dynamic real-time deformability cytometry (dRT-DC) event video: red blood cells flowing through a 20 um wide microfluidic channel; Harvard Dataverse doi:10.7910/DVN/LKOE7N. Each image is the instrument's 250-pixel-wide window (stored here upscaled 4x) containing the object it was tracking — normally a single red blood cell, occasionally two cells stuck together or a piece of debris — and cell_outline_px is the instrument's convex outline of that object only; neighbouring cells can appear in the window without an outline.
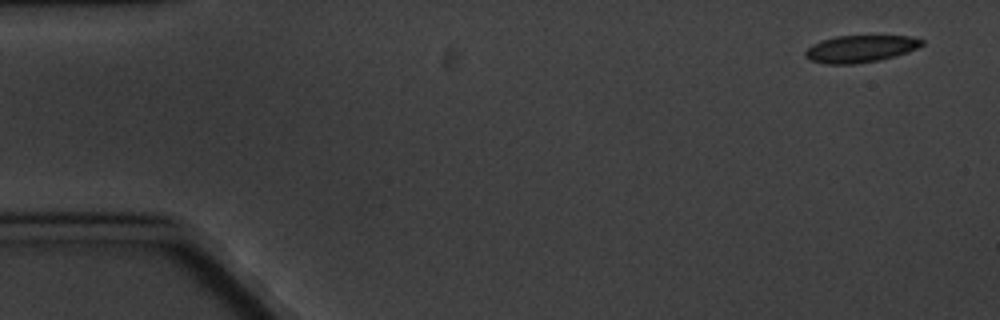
{"species": "common noctule bat (a hibernating species)", "species_latin": "Nyctalus noctula", "temperature_condition": "cold", "stored_images_in_passage": 5, "segment_of_instrument_passage": [1, 2], "camera_frame_rate_fps": 3000, "um_per_image_px": 0.085, "animal": {"sex": "male", "body_mass_g": 20.1, "forearm_length_mm": 53.5}, "frame": {"image": 1, "passage_image": 1, "time_ms": 0.0, "image_size_px": [1000, 320], "cell_outline_px": [[924, 44], [908, 52], [880, 60], [852, 64], [828, 64], [812, 60], [804, 56], [804, 52], [812, 44], [820, 40], [836, 36], [908, 36], [924, 40]], "centroid_in_image_um": [73.12, 4.14], "position_along_channel_um": 11.9, "area_um2": 18.32}}
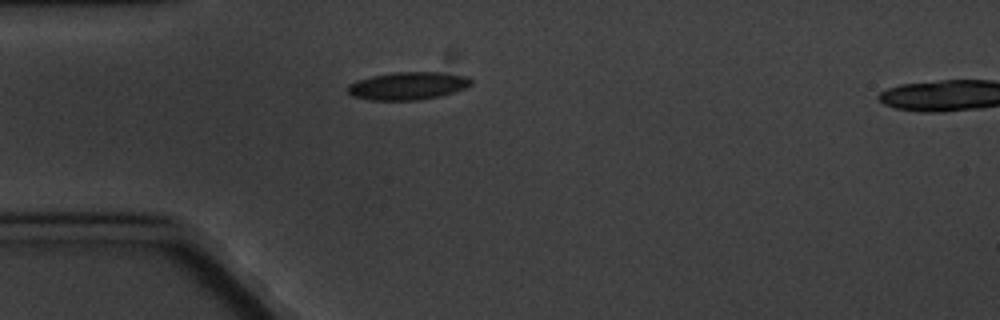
{"frame": {"image": 2, "passage_image": 4, "time_ms": 4.333, "image_size_px": [1000, 320], "cell_outline_px": [[472, 84], [464, 88], [440, 96], [420, 100], [368, 100], [352, 96], [348, 92], [348, 84], [356, 80], [372, 76], [396, 72], [440, 72], [468, 76], [472, 80]], "centroid_in_image_um": [34.66, 7.3], "position_along_channel_um": 50.3, "area_um2": 20.0}}